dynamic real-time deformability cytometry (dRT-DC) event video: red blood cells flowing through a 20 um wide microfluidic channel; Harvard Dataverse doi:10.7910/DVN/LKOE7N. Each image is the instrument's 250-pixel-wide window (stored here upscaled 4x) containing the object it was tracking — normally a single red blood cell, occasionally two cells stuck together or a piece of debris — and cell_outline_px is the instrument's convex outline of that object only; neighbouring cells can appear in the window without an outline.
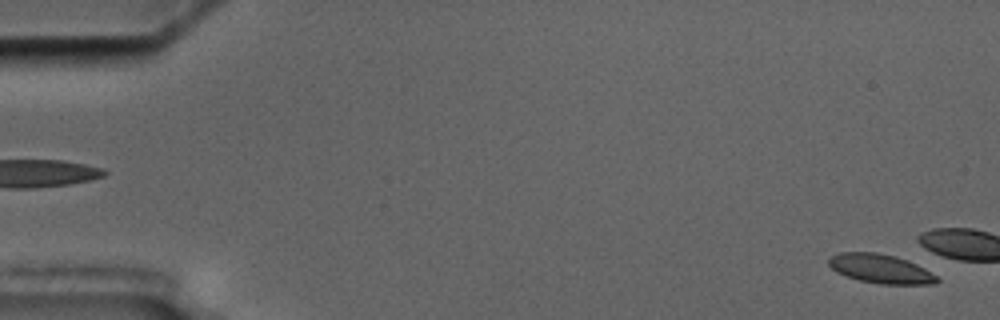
{"species": "common noctule bat (a hibernating species)", "species_latin": "Nyctalus noctula", "temperature_condition": "cold", "stored_images_in_passage": 6, "segment_of_instrument_passage": [2, 2], "camera_frame_rate_fps": 3000, "um_per_image_px": 0.085, "animal": {"sex": "male", "body_mass_g": 17.5, "forearm_length_mm": 52.3}, "frame": {"image": 1, "passage_image": 6, "time_ms": 5.667, "image_size_px": [1000, 320], "cell_outline_px": [[940, 280], [936, 284], [880, 284], [860, 280], [836, 272], [828, 264], [828, 256], [840, 252], [876, 252], [896, 256], [908, 260], [924, 268], [936, 276]], "centroid_in_image_um": [74.83, 22.83], "position_along_channel_um": 10.2, "area_um2": 18.38}}